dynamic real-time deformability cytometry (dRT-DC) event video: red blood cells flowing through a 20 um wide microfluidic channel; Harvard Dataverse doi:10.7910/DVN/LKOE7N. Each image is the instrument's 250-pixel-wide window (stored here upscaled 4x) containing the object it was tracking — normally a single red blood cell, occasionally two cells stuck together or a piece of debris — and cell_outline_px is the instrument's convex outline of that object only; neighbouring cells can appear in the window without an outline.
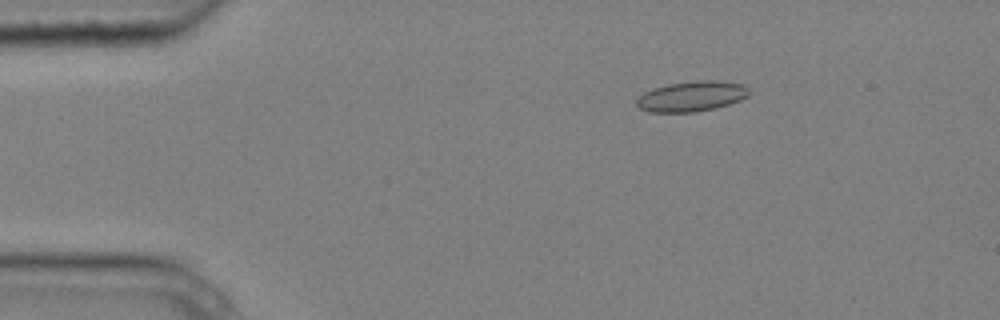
{"species": "common noctule bat (a hibernating species)", "species_latin": "Nyctalus noctula", "temperature_condition": "cold", "stored_images_in_passage": 2, "camera_frame_rate_fps": 3000, "um_per_image_px": 0.085, "animal": {"sex": "male", "body_mass_g": 20.4}, "frame": {"image": 1, "passage_image": 1, "time_ms": 0.0, "image_size_px": [1000, 320], "cell_outline_px": [[752, 92], [748, 96], [740, 100], [716, 108], [696, 112], [648, 112], [640, 108], [636, 104], [636, 100], [644, 92], [668, 84], [696, 80], [716, 80], [744, 84]], "centroid_in_image_um": [58.83, 8.18], "position_along_channel_um": 26.2, "area_um2": 19.94}}